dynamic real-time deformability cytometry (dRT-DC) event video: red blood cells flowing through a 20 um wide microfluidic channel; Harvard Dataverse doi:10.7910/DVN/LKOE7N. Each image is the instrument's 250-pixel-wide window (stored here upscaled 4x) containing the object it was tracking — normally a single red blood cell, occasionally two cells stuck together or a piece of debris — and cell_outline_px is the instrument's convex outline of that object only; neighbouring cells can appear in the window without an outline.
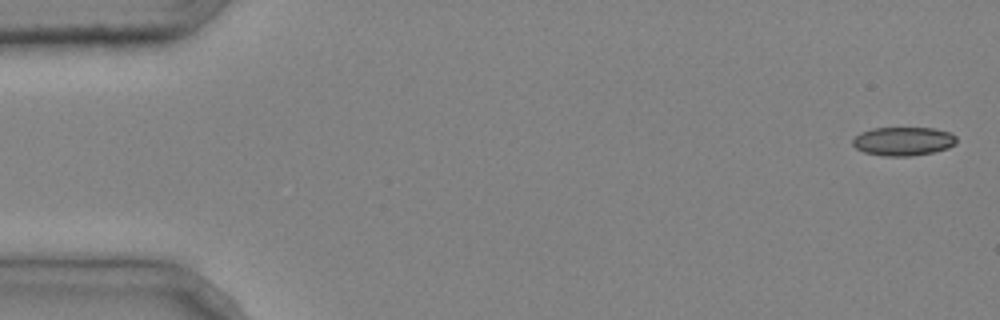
{"species": "common noctule bat (a hibernating species)", "species_latin": "Nyctalus noctula", "temperature_condition": "cold", "stored_images_in_passage": 5, "camera_frame_rate_fps": 3000, "um_per_image_px": 0.085, "animal": {"sex": "male", "body_mass_g": 20.4}, "frame": {"image": 1, "passage_image": 1, "time_ms": 0.0, "image_size_px": [1000, 320], "cell_outline_px": [[956, 144], [948, 148], [932, 152], [912, 156], [884, 156], [864, 152], [856, 148], [852, 144], [852, 140], [860, 132], [872, 128], [932, 128], [948, 132], [956, 136]], "centroid_in_image_um": [76.76, 12.01], "position_along_channel_um": 8.2, "area_um2": 17.34}}